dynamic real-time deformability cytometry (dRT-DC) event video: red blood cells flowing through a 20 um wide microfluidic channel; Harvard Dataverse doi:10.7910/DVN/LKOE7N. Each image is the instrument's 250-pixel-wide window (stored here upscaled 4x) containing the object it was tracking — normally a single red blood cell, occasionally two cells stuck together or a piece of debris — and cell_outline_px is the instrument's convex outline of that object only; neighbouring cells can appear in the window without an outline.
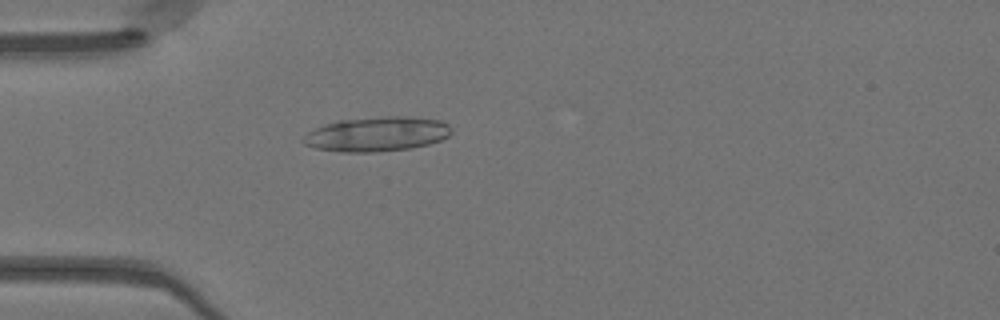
{"species": "Egyptian fruit bat (a non-hibernating species)", "species_latin": "Rousettus aegyptiacus", "temperature_condition": "warm", "stored_images_in_passage": 27, "camera_frame_rate_fps": 3000, "um_per_image_px": 0.085, "animal": {"sex": "female"}, "frame": {"image": 1, "passage_image": 12, "time_ms": 3.667, "image_size_px": [1000, 320], "cell_outline_px": [[452, 132], [448, 136], [440, 140], [428, 144], [412, 148], [372, 152], [340, 152], [316, 148], [304, 144], [300, 140], [308, 132], [324, 124], [340, 120], [388, 116], [404, 116], [440, 120], [448, 124], [452, 128]], "centroid_in_image_um": [32.04, 11.4], "position_along_channel_um": 53.0, "area_um2": 29.82}}
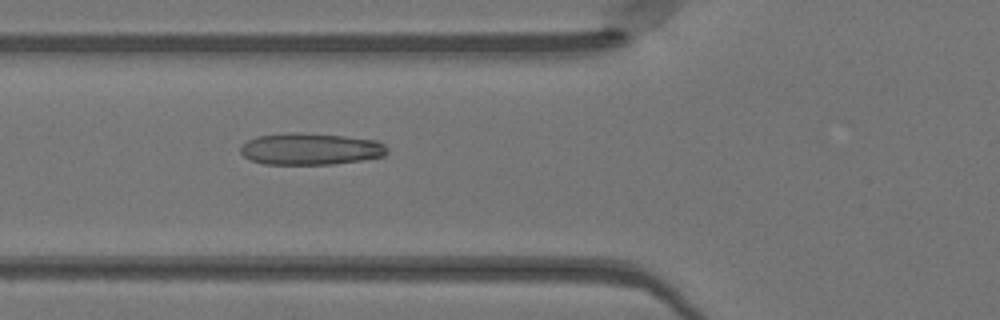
{"frame": {"image": 2, "passage_image": 16, "time_ms": 5.0, "image_size_px": [1000, 320], "cell_outline_px": [[388, 152], [384, 156], [360, 160], [332, 164], [264, 164], [252, 160], [244, 156], [240, 152], [240, 148], [248, 140], [256, 136], [288, 132], [300, 132], [344, 136], [380, 140], [388, 148]], "centroid_in_image_um": [26.42, 12.65], "position_along_channel_um": 99.4, "area_um2": 27.28}}